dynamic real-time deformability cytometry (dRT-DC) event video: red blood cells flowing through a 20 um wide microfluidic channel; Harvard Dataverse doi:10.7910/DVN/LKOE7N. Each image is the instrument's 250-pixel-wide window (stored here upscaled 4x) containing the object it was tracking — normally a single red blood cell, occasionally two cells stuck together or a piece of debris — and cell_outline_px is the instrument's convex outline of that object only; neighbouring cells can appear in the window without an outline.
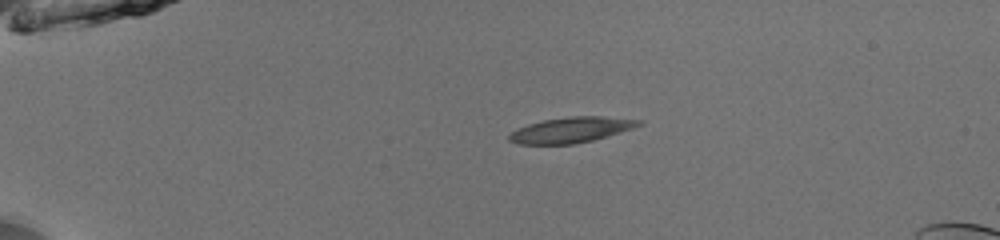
{"species": "common noctule bat (a hibernating species)", "species_latin": "Nyctalus noctula", "temperature_condition": "room temperature", "stored_images_in_passage": 40, "camera_frame_rate_fps": 3000, "um_per_image_px": 0.085, "animal": {"sex": "male", "body_mass_g": 13.0, "forearm_length_mm": 53.1}, "frame": {"image": 1, "passage_image": 1, "time_ms": 0.0, "image_size_px": [1000, 240], "cell_outline_px": [[644, 124], [608, 136], [592, 140], [572, 144], [520, 144], [508, 140], [508, 136], [516, 128], [528, 124], [544, 120], [568, 116], [600, 116], [644, 120]], "centroid_in_image_um": [48.56, 11.03], "position_along_channel_um": 36.4, "area_um2": 19.25}}
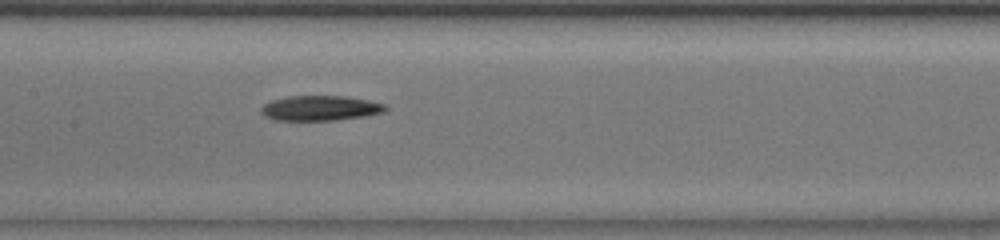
{"frame": {"image": 2, "passage_image": 16, "time_ms": 5.0, "image_size_px": [1000, 240], "cell_outline_px": [[388, 108], [384, 112], [364, 116], [336, 120], [276, 120], [264, 116], [260, 112], [260, 108], [264, 104], [272, 100], [288, 96], [344, 96], [368, 100], [388, 104]], "centroid_in_image_um": [27.23, 9.19], "position_along_channel_um": 180.2, "area_um2": 18.21}}
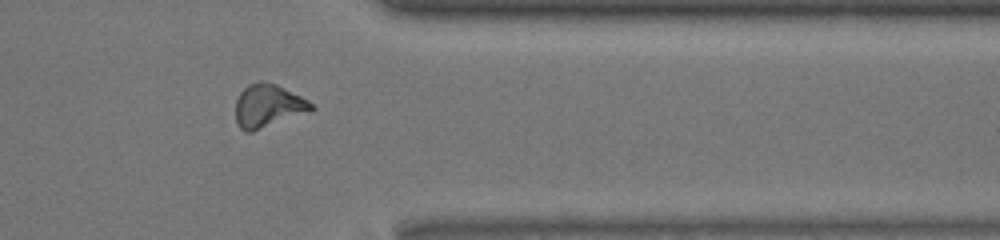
{"frame": {"image": 3, "passage_image": 32, "time_ms": 10.333, "image_size_px": [1000, 240], "cell_outline_px": [[316, 108], [312, 112], [252, 132], [244, 132], [236, 124], [236, 100], [240, 92], [248, 84], [260, 80], [276, 84], [308, 100]], "centroid_in_image_um": [22.8, 9.02], "position_along_channel_um": 388.6, "area_um2": 19.36}}